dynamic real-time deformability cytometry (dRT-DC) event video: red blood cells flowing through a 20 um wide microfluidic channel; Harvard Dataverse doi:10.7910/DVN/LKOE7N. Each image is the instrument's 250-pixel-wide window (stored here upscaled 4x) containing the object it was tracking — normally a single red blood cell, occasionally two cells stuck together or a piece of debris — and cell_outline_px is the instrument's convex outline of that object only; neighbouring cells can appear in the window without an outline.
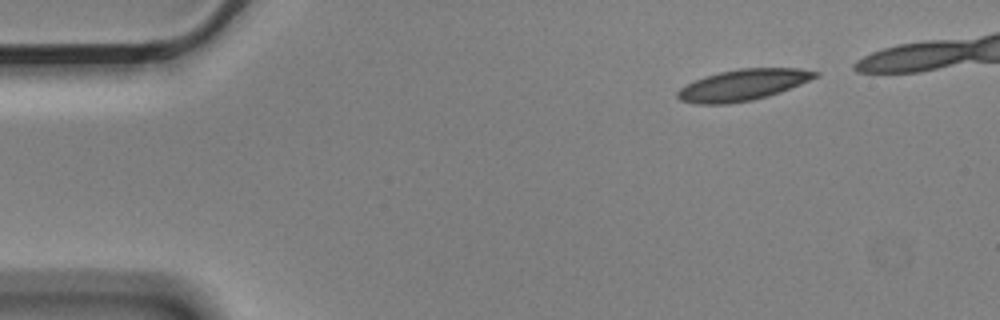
{"species": "Egyptian fruit bat (a non-hibernating species)", "species_latin": "Rousettus aegyptiacus", "temperature_condition": "cold", "stored_images_in_passage": 5, "segment_of_instrument_passage": [2, 2], "camera_frame_rate_fps": 3000, "um_per_image_px": 0.085, "animal": {"sex": "male"}, "frame": {"image": 1, "passage_image": 5, "time_ms": 1.333, "image_size_px": [1000, 320], "cell_outline_px": [[820, 76], [780, 92], [768, 96], [752, 100], [728, 104], [696, 104], [680, 100], [676, 96], [676, 92], [680, 88], [704, 76], [720, 72], [740, 68], [800, 68], [820, 72]], "centroid_in_image_um": [63.16, 7.22], "position_along_channel_um": 21.8, "area_um2": 25.03}}